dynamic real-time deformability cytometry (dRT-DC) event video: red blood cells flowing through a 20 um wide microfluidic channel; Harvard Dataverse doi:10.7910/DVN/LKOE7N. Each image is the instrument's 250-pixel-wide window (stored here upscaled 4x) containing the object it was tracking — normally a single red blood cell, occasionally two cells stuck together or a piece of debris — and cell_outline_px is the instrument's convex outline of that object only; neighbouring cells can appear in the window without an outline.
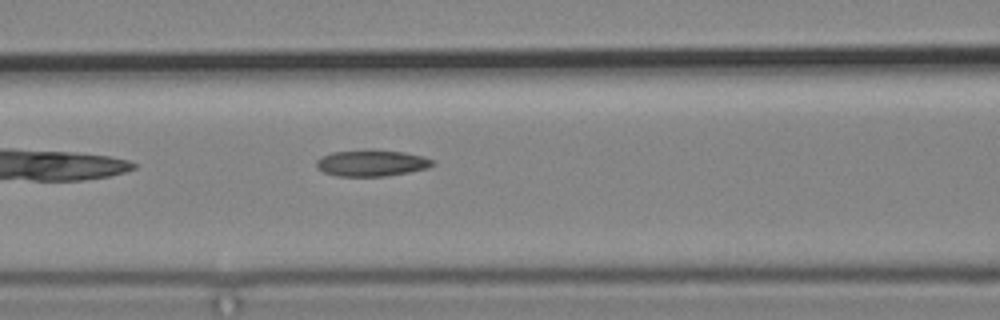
{"species": "common noctule bat (a hibernating species)", "species_latin": "Nyctalus noctula", "temperature_condition": "cold", "stored_images_in_passage": 4, "camera_frame_rate_fps": 3000, "um_per_image_px": 0.085, "animal": {"sex": "male", "body_mass_g": 19.2, "forearm_length_mm": 51.8}, "frame": {"image": 1, "passage_image": 4, "time_ms": 5.0, "image_size_px": [1000, 320], "cell_outline_px": [[436, 164], [428, 168], [408, 172], [384, 176], [336, 176], [324, 172], [316, 168], [316, 160], [320, 156], [332, 152], [364, 148], [404, 152], [424, 156], [436, 160]], "centroid_in_image_um": [31.58, 13.83], "position_along_channel_um": 135.0, "area_um2": 18.38}}